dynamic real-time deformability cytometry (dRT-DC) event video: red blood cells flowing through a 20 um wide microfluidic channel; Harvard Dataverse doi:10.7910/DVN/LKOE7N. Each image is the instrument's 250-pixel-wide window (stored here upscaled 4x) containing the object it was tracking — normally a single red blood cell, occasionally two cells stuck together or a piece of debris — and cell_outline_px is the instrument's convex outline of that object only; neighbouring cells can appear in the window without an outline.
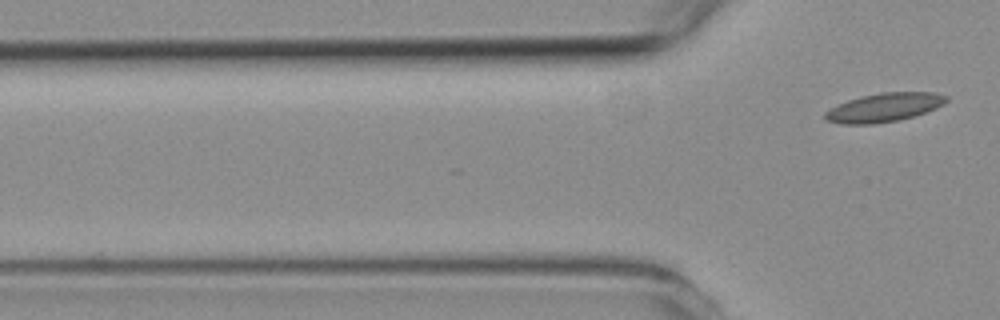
{"species": "common noctule bat (a hibernating species)", "species_latin": "Nyctalus noctula", "temperature_condition": "room temperature", "stored_images_in_passage": 4, "segment_of_instrument_passage": [2, 2], "camera_frame_rate_fps": 3000, "um_per_image_px": 0.085, "animal": {"sex": "female", "body_mass_g": 19.3, "forearm_length_mm": 54.1}, "frame": {"image": 1, "passage_image": 4, "time_ms": 4.333, "image_size_px": [1000, 320], "cell_outline_px": [[948, 100], [944, 104], [936, 108], [912, 116], [896, 120], [872, 124], [844, 124], [824, 120], [824, 112], [848, 100], [860, 96], [880, 92], [936, 92], [948, 96]], "centroid_in_image_um": [75.16, 9.12], "position_along_channel_um": 50.6, "area_um2": 20.17}}